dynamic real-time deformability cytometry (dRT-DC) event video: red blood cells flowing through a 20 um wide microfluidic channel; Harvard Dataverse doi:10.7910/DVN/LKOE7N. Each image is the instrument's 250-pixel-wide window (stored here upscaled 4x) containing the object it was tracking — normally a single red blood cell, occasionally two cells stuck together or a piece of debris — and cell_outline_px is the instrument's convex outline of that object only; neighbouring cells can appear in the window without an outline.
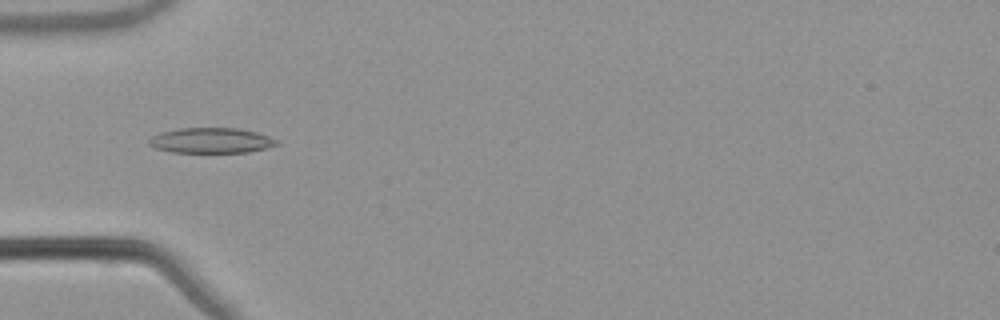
{"species": "common noctule bat (a hibernating species)", "species_latin": "Nyctalus noctula", "temperature_condition": "warm", "stored_images_in_passage": 49, "camera_frame_rate_fps": 3000, "um_per_image_px": 0.085, "animal": {"sex": "male", "body_mass_g": 21.5, "forearm_length_mm": 52.0}, "frame": {"image": 1, "passage_image": 13, "time_ms": 4.0, "image_size_px": [1000, 320], "cell_outline_px": [[280, 144], [268, 148], [248, 152], [172, 152], [156, 148], [148, 144], [148, 140], [152, 136], [160, 132], [180, 128], [236, 128], [256, 132], [268, 136], [276, 140]], "centroid_in_image_um": [17.95, 11.94], "position_along_channel_um": 67.1, "area_um2": 18.79}}
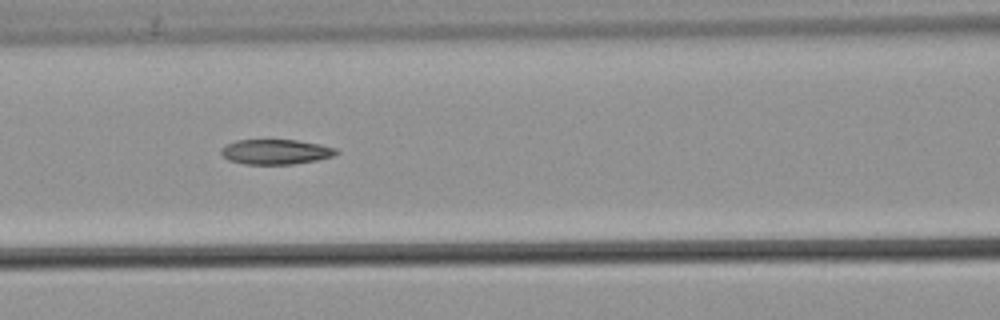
{"frame": {"image": 2, "passage_image": 19, "time_ms": 6.0, "image_size_px": [1000, 320], "cell_outline_px": [[340, 152], [332, 156], [316, 160], [292, 164], [244, 164], [228, 160], [220, 152], [228, 144], [236, 140], [296, 140], [320, 144], [336, 148]], "centroid_in_image_um": [23.46, 12.9], "position_along_channel_um": 143.1, "area_um2": 16.59}}
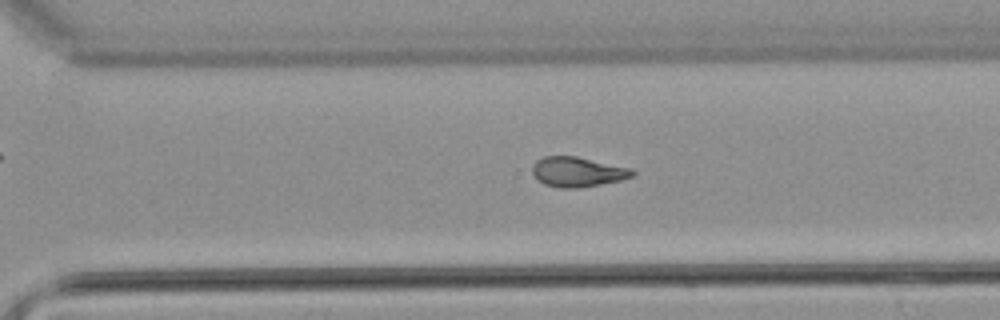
{"frame": {"image": 3, "passage_image": 33, "time_ms": 10.667, "image_size_px": [1000, 320], "cell_outline_px": [[636, 172], [632, 176], [620, 180], [580, 188], [560, 188], [544, 184], [532, 172], [532, 164], [536, 160], [544, 156], [576, 156], [632, 168]], "centroid_in_image_um": [49.09, 14.6], "position_along_channel_um": 321.5, "area_um2": 17.4}, "authors_computed_cell_mechanics": {"area_um2": 17.4556, "velocity_mm_per_s": 3.832, "shape_relaxation_time_tau1_ms": null, "shape_relaxation_time_tau2_ms": 3.1803, "deformation_change_tau1": null, "deformation_change_tau2": 0.0967}}